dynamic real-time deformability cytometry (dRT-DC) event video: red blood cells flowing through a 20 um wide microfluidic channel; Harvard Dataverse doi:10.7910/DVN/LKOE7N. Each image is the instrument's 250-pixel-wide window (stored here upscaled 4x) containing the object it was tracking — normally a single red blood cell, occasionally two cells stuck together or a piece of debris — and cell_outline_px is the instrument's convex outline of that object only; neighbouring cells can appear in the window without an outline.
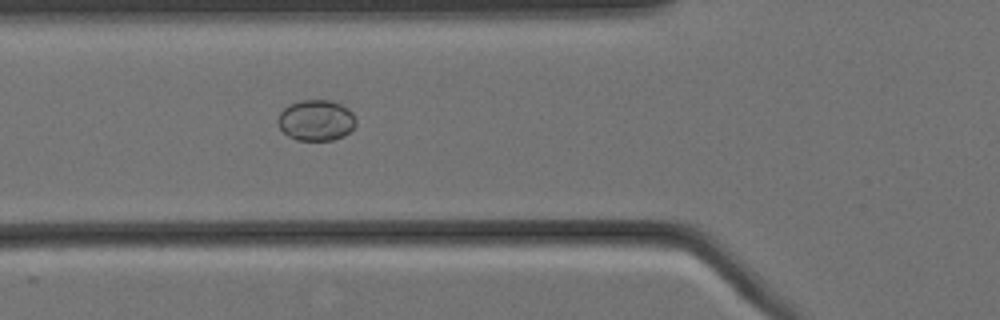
{"species": "Egyptian fruit bat (a non-hibernating species)", "species_latin": "Rousettus aegyptiacus", "temperature_condition": "cold", "stored_images_in_passage": 3, "camera_frame_rate_fps": 3000, "um_per_image_px": 0.085, "animal": {"sex": "female"}, "frame": {"image": 1, "passage_image": 3, "time_ms": 0.667, "image_size_px": [1000, 320], "cell_outline_px": [[356, 124], [344, 136], [332, 140], [296, 140], [288, 136], [280, 128], [276, 120], [280, 112], [288, 104], [300, 100], [332, 100], [348, 108], [352, 112], [356, 120]], "centroid_in_image_um": [26.85, 10.21], "position_along_channel_um": 98.9, "area_um2": 18.73}}